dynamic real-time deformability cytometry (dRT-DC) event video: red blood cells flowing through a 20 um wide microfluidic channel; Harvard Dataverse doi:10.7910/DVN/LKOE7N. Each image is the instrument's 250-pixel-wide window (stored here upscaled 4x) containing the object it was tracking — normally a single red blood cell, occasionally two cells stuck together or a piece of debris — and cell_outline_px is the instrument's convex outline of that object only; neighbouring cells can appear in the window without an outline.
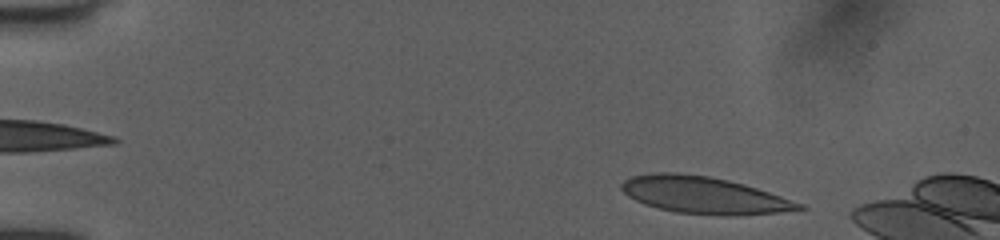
{"species": "human", "species_latin": "Homo sapiens", "temperature_condition": "room temperature", "stored_images_in_passage": 13, "camera_frame_rate_fps": 3000, "um_per_image_px": 0.085, "donor": {"sex": "female"}, "frame": {"image": 1, "passage_image": 4, "time_ms": 1.0, "image_size_px": [1000, 240], "cell_outline_px": [[808, 208], [780, 212], [736, 216], [724, 216], [676, 212], [644, 204], [628, 196], [620, 188], [620, 184], [624, 180], [632, 176], [656, 172], [676, 172], [708, 176], [728, 180], [744, 184], [804, 204]], "centroid_in_image_um": [59.83, 16.59], "position_along_channel_um": 25.2, "area_um2": 38.15}}